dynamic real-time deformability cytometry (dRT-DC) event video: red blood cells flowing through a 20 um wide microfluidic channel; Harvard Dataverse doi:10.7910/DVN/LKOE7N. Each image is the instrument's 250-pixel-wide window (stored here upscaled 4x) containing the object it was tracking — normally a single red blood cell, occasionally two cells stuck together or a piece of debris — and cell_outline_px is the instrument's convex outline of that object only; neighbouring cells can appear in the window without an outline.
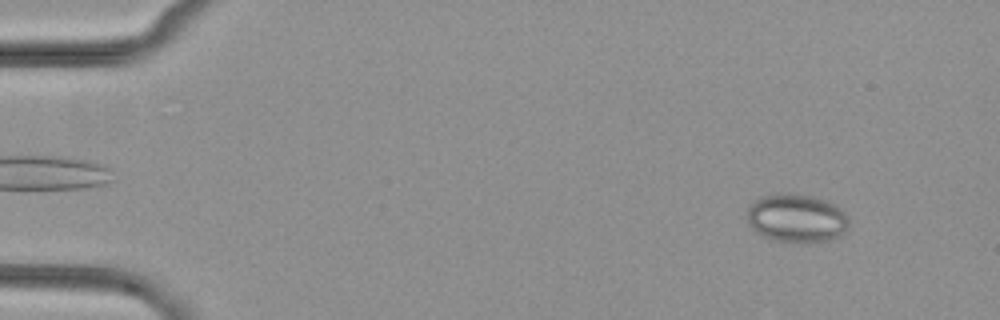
{"species": "common noctule bat (a hibernating species)", "species_latin": "Nyctalus noctula", "temperature_condition": "cold", "stored_images_in_passage": 50, "camera_frame_rate_fps": 3000, "um_per_image_px": 0.085, "animal": {"sex": "female", "body_mass_g": 29.2, "forearm_length_mm": 56.3}, "frame": {"image": 1, "passage_image": 2, "time_ms": 0.333, "image_size_px": [1000, 320], "cell_outline_px": [[848, 232], [840, 236], [828, 240], [812, 244], [776, 240], [764, 236], [756, 232], [748, 224], [748, 208], [760, 196], [788, 192], [812, 196], [824, 200], [840, 208], [848, 216]], "centroid_in_image_um": [67.74, 18.56], "position_along_channel_um": 17.3, "area_um2": 29.02}}
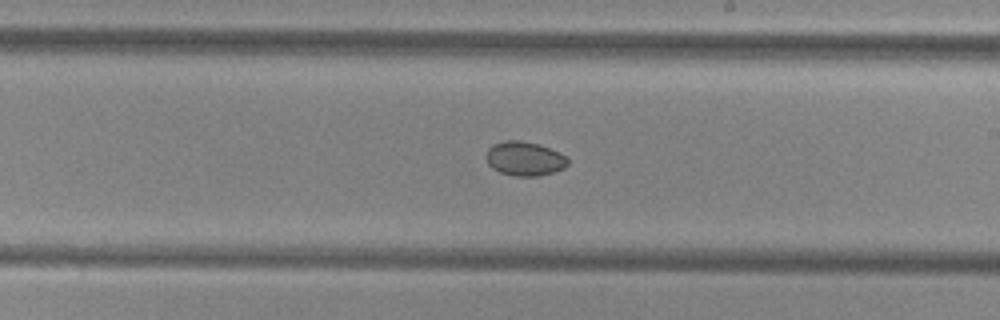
{"frame": {"image": 2, "passage_image": 28, "time_ms": 9.0, "image_size_px": [1000, 320], "cell_outline_px": [[568, 164], [564, 168], [556, 172], [540, 176], [516, 176], [500, 172], [492, 168], [488, 164], [488, 148], [492, 144], [504, 140], [520, 140], [540, 144], [560, 152], [568, 156]], "centroid_in_image_um": [44.64, 13.48], "position_along_channel_um": 244.4, "area_um2": 16.47}}
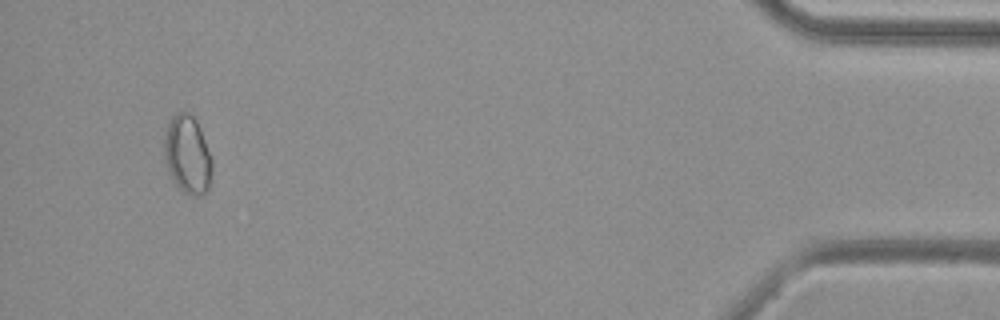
{"frame": {"image": 3, "passage_image": 47, "time_ms": 15.333, "image_size_px": [1000, 320], "cell_outline_px": [[212, 168], [208, 192], [196, 196], [192, 196], [176, 188], [168, 172], [164, 160], [164, 136], [168, 124], [172, 116], [176, 112], [188, 112], [196, 120], [200, 128], [212, 160]], "centroid_in_image_um": [15.92, 13.18], "position_along_channel_um": 419.3, "area_um2": 22.08}}